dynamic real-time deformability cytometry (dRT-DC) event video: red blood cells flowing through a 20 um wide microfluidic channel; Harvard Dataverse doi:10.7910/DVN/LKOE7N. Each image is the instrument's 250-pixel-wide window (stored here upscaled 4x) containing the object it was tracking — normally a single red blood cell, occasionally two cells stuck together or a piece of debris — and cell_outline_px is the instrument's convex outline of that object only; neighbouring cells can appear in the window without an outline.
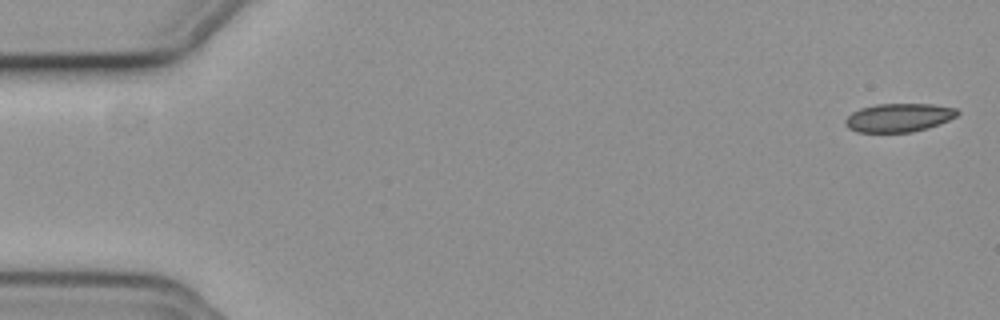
{"species": "common noctule bat (a hibernating species)", "species_latin": "Nyctalus noctula", "temperature_condition": "cold", "stored_images_in_passage": 56, "camera_frame_rate_fps": 3000, "um_per_image_px": 0.085, "animal": {"sex": "female", "body_mass_g": 19.3, "forearm_length_mm": 54.1}, "frame": {"image": 1, "passage_image": 1, "time_ms": 0.0, "image_size_px": [1000, 320], "cell_outline_px": [[960, 112], [956, 116], [948, 120], [928, 128], [912, 132], [856, 132], [848, 128], [844, 124], [844, 120], [852, 112], [860, 108], [876, 104], [932, 104], [956, 108]], "centroid_in_image_um": [76.37, 10.0], "position_along_channel_um": 8.6, "area_um2": 18.67}}
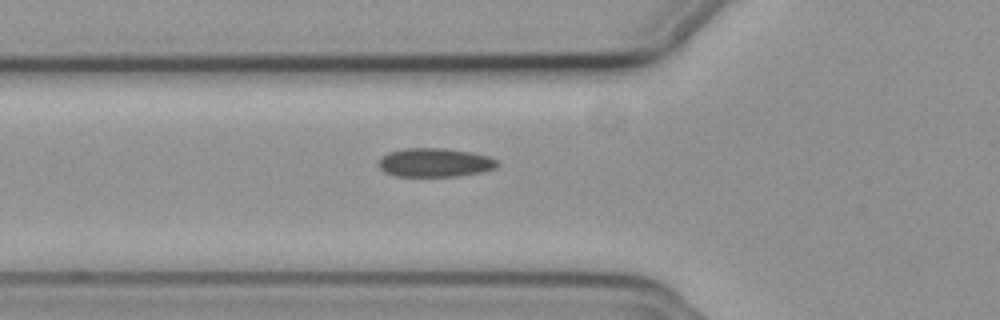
{"frame": {"image": 2, "passage_image": 19, "time_ms": 6.0, "image_size_px": [1000, 320], "cell_outline_px": [[500, 164], [496, 168], [480, 172], [456, 176], [396, 176], [384, 172], [380, 168], [380, 156], [388, 152], [404, 148], [444, 148], [472, 152], [488, 156], [496, 160]], "centroid_in_image_um": [36.96, 13.81], "position_along_channel_um": 88.8, "area_um2": 19.94}}
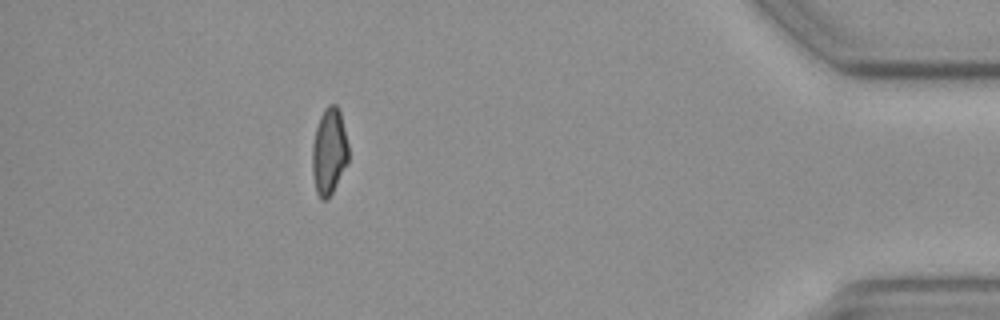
{"frame": {"image": 3, "passage_image": 49, "time_ms": 16.0, "image_size_px": [1000, 320], "cell_outline_px": [[348, 160], [332, 192], [324, 200], [320, 200], [316, 192], [312, 172], [312, 144], [316, 128], [320, 116], [324, 108], [328, 104], [336, 104], [340, 108], [348, 144]], "centroid_in_image_um": [27.96, 12.82], "position_along_channel_um": 407.2, "area_um2": 18.26}, "authors_computed_cell_mechanics": {"area_um2": 19.363, "velocity_mm_per_s": 3.7372, "shape_relaxation_time_tau1_ms": null, "shape_relaxation_time_tau2_ms": 7.4857, "deformation_change_tau1": null, "deformation_change_tau2": 0.1321}}